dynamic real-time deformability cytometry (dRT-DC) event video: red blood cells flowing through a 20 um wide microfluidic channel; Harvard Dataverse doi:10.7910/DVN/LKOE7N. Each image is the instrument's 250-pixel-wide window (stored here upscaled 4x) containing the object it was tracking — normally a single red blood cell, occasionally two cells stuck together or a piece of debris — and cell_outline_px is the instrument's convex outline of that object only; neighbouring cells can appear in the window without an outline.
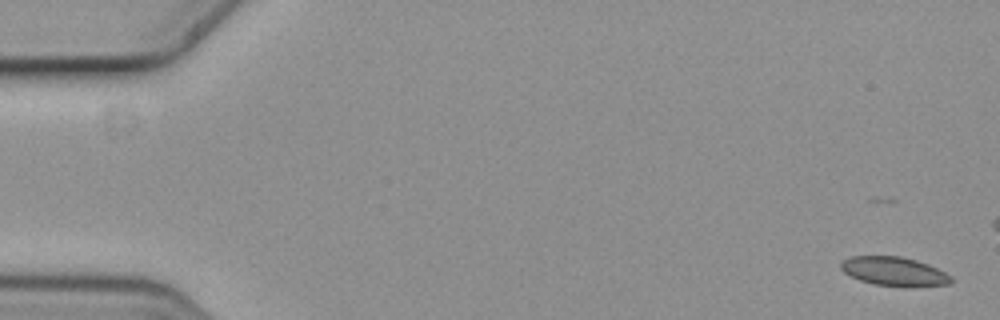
{"species": "common noctule bat (a hibernating species)", "species_latin": "Nyctalus noctula", "temperature_condition": "cold", "stored_images_in_passage": 4, "camera_frame_rate_fps": 3000, "um_per_image_px": 0.085, "animal": {"sex": "female", "body_mass_g": 19.3, "forearm_length_mm": 54.1}, "frame": {"image": 1, "passage_image": 1, "time_ms": 0.0, "image_size_px": [1000, 320], "cell_outline_px": [[952, 280], [948, 284], [908, 288], [872, 284], [860, 280], [844, 272], [840, 268], [840, 264], [844, 260], [852, 256], [900, 256], [916, 260], [928, 264], [952, 276]], "centroid_in_image_um": [76.01, 23.09], "position_along_channel_um": 9.0, "area_um2": 18.73}}